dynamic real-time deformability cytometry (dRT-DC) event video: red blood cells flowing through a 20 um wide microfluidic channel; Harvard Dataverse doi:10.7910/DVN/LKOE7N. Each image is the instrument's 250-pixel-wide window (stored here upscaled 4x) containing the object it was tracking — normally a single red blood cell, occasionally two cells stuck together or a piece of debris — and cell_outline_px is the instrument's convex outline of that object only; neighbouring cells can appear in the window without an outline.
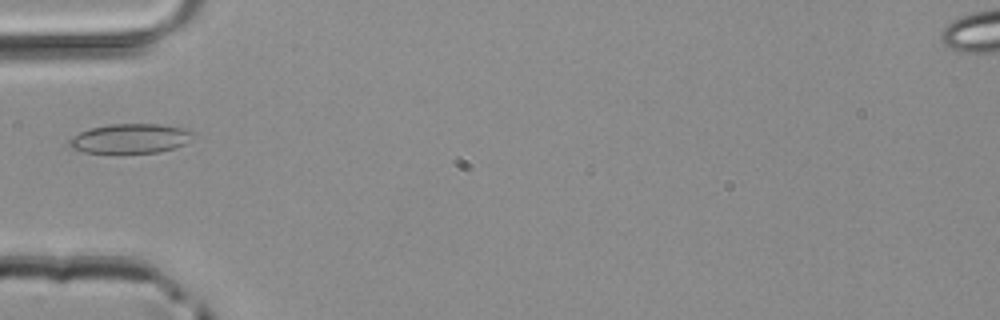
{"species": "common noctule bat (a hibernating species)", "species_latin": "Nyctalus noctula", "temperature_condition": "room temperature", "stored_images_in_passage": 28, "camera_frame_rate_fps": 3000, "um_per_image_px": 0.085, "animal": {"sex": "male", "body_mass_g": 20.4}, "frame": {"image": 1, "passage_image": 1, "time_ms": 0.0, "image_size_px": [1000, 320], "cell_outline_px": [[196, 132], [184, 144], [176, 148], [160, 152], [84, 152], [72, 148], [68, 144], [68, 140], [80, 132], [88, 128], [112, 124], [160, 124], [184, 128]], "centroid_in_image_um": [11.09, 11.76], "position_along_channel_um": 73.9, "area_um2": 21.15}}
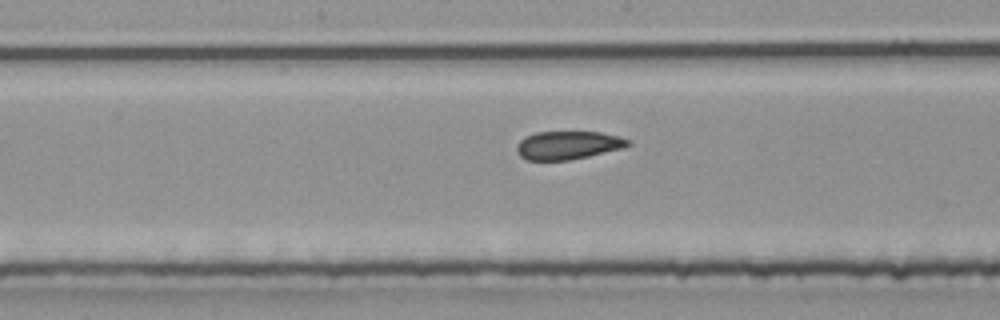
{"frame": {"image": 2, "passage_image": 10, "time_ms": 3.0, "image_size_px": [1000, 320], "cell_outline_px": [[632, 144], [624, 148], [588, 156], [568, 160], [528, 160], [520, 156], [516, 152], [516, 144], [524, 136], [536, 132], [600, 132], [632, 140]], "centroid_in_image_um": [48.27, 12.34], "position_along_channel_um": 199.9, "area_um2": 18.44}}
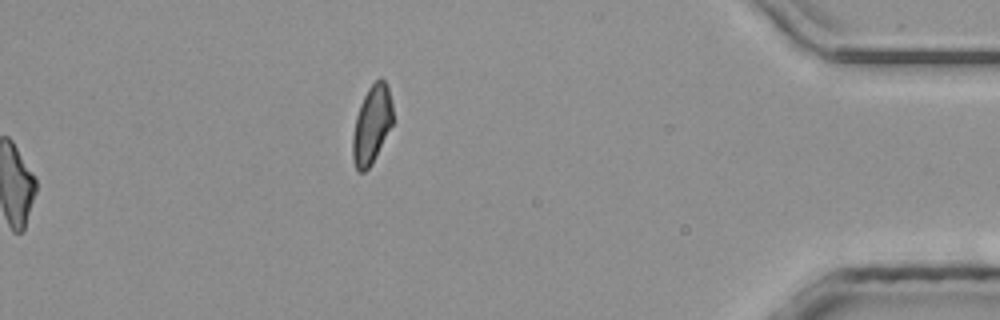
{"frame": {"image": 3, "passage_image": 28, "time_ms": 9.0, "image_size_px": [1000, 320], "cell_outline_px": [[392, 124], [372, 164], [364, 172], [360, 172], [356, 168], [352, 160], [352, 136], [356, 116], [360, 104], [368, 88], [380, 76], [384, 80], [388, 88], [392, 104]], "centroid_in_image_um": [31.58, 10.6], "position_along_channel_um": 403.6, "area_um2": 18.21}}